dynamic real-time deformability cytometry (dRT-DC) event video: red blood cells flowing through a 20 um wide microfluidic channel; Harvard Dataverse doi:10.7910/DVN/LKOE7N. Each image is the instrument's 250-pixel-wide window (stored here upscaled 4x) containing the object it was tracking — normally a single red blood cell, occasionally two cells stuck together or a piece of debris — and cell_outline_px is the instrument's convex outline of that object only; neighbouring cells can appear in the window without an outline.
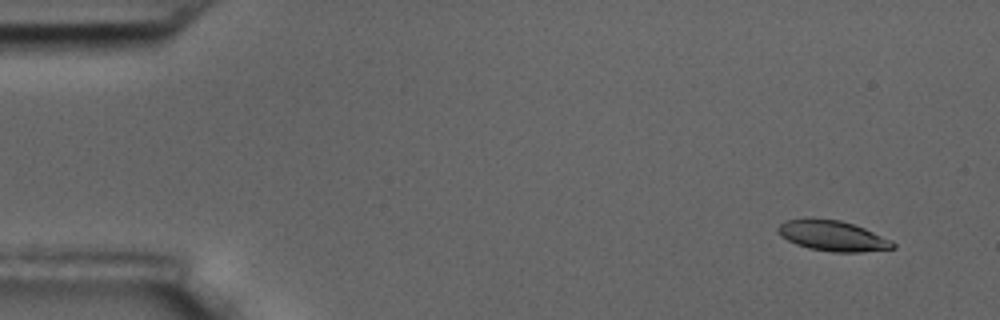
{"species": "common noctule bat (a hibernating species)", "species_latin": "Nyctalus noctula", "temperature_condition": "room temperature", "stored_images_in_passage": 10, "camera_frame_rate_fps": 3000, "um_per_image_px": 0.085, "animal": {"sex": "male", "body_mass_g": 17.5, "forearm_length_mm": 52.3}, "frame": {"image": 1, "passage_image": 1, "time_ms": 0.0, "image_size_px": [1000, 320], "cell_outline_px": [[896, 248], [860, 252], [832, 252], [808, 248], [796, 244], [780, 236], [776, 228], [784, 220], [804, 216], [840, 220], [864, 228], [892, 240], [896, 244]], "centroid_in_image_um": [70.72, 20.02], "position_along_channel_um": 14.3, "area_um2": 20.81}}
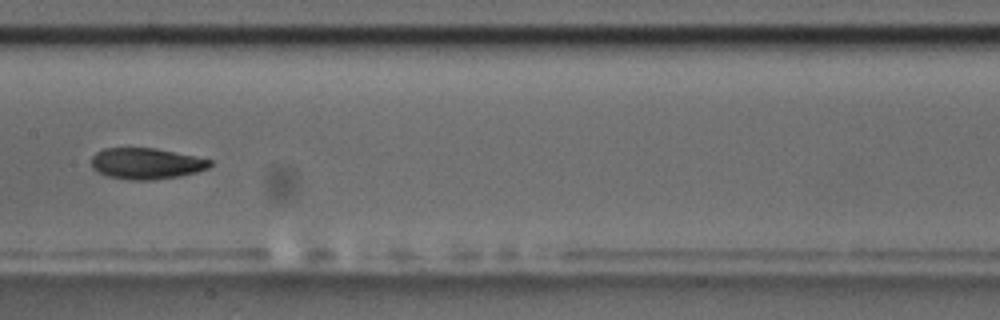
{"frame": {"image": 2, "passage_image": 8, "time_ms": 8.333, "image_size_px": [1000, 320], "cell_outline_px": [[212, 164], [208, 168], [196, 172], [180, 176], [152, 180], [128, 180], [108, 176], [92, 168], [92, 156], [96, 152], [104, 148], [156, 148], [212, 160]], "centroid_in_image_um": [12.43, 13.9], "position_along_channel_um": 195.0, "area_um2": 21.44}}
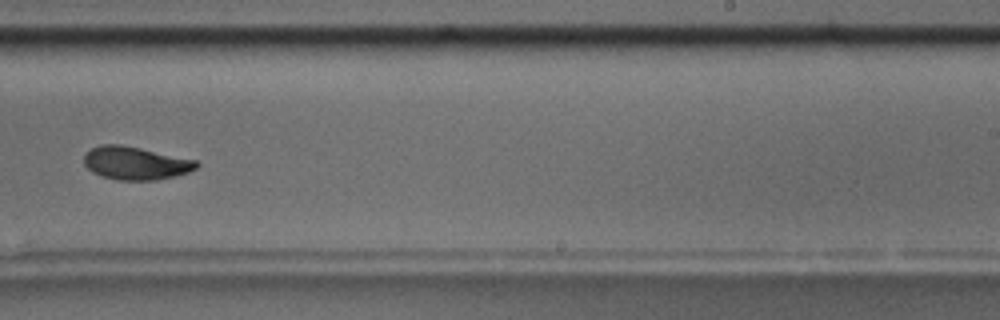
{"frame": {"image": 3, "passage_image": 10, "time_ms": 10.667, "image_size_px": [1000, 320], "cell_outline_px": [[200, 164], [196, 168], [188, 172], [176, 176], [156, 180], [116, 180], [100, 176], [92, 172], [84, 164], [84, 152], [100, 144], [120, 144], [140, 148], [196, 160]], "centroid_in_image_um": [11.49, 13.87], "position_along_channel_um": 277.5, "area_um2": 21.79}}